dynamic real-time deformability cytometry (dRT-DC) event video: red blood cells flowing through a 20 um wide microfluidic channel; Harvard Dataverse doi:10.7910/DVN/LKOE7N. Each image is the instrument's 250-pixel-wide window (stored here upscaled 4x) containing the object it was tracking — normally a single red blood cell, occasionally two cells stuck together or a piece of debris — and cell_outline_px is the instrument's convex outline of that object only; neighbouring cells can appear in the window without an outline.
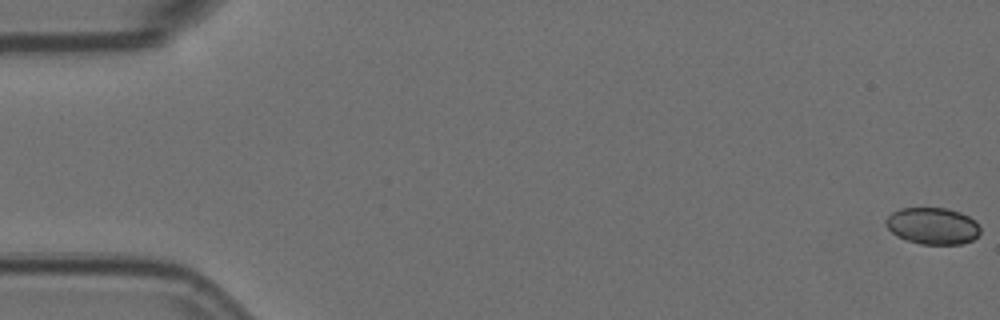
{"species": "Egyptian fruit bat (a non-hibernating species)", "species_latin": "Rousettus aegyptiacus", "temperature_condition": "room temperature", "stored_images_in_passage": 58, "camera_frame_rate_fps": 3000, "um_per_image_px": 0.085, "animal": {"sex": "female"}, "frame": {"image": 1, "passage_image": 1, "time_ms": 0.0, "image_size_px": [1000, 320], "cell_outline_px": [[980, 232], [972, 240], [960, 244], [920, 244], [896, 236], [884, 224], [884, 220], [892, 212], [900, 208], [948, 208], [960, 212], [968, 216], [980, 228]], "centroid_in_image_um": [79.23, 19.2], "position_along_channel_um": 5.8, "area_um2": 20.11}}
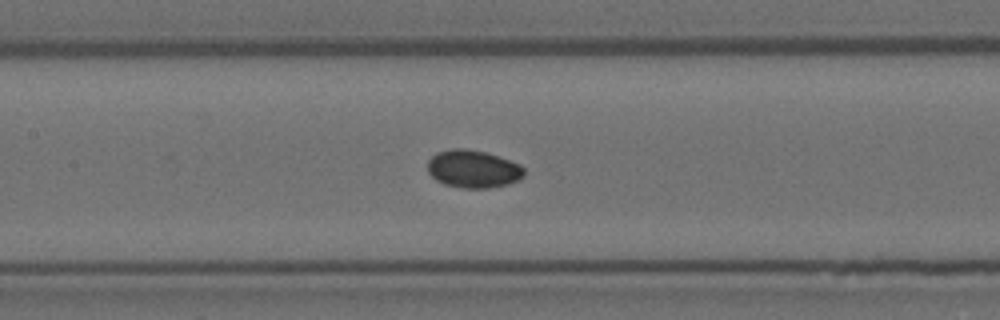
{"frame": {"image": 2, "passage_image": 27, "time_ms": 8.667, "image_size_px": [1000, 320], "cell_outline_px": [[524, 176], [508, 184], [488, 188], [460, 188], [444, 184], [436, 180], [428, 172], [428, 160], [436, 152], [452, 148], [464, 148], [484, 152], [520, 164], [524, 168]], "centroid_in_image_um": [40.18, 14.36], "position_along_channel_um": 167.2, "area_um2": 21.15}}
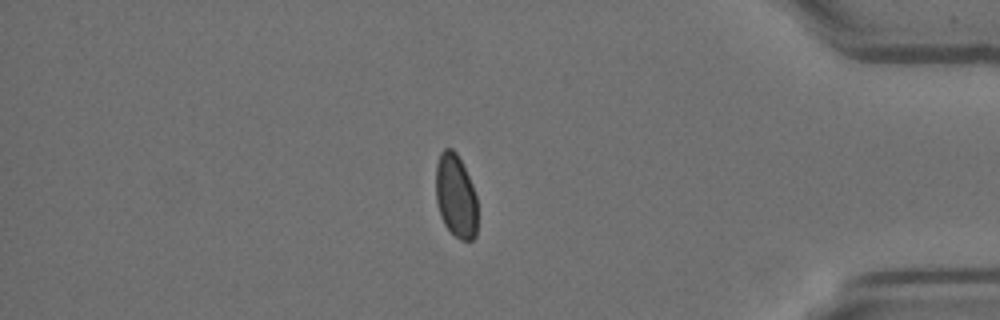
{"frame": {"image": 3, "passage_image": 49, "time_ms": 16.0, "image_size_px": [1000, 320], "cell_outline_px": [[476, 236], [472, 240], [460, 240], [444, 224], [440, 216], [436, 200], [436, 164], [440, 152], [444, 148], [452, 148], [456, 152], [472, 184], [476, 196]], "centroid_in_image_um": [38.72, 16.65], "position_along_channel_um": 396.5, "area_um2": 20.17}, "authors_computed_cell_mechanics": {"area_um2": 20.808, "velocity_mm_per_s": 3.5955, "shape_relaxation_time_tau1_ms": null, "shape_relaxation_time_tau2_ms": 6.8802, "deformation_change_tau1": null, "deformation_change_tau2": 0.0389}}